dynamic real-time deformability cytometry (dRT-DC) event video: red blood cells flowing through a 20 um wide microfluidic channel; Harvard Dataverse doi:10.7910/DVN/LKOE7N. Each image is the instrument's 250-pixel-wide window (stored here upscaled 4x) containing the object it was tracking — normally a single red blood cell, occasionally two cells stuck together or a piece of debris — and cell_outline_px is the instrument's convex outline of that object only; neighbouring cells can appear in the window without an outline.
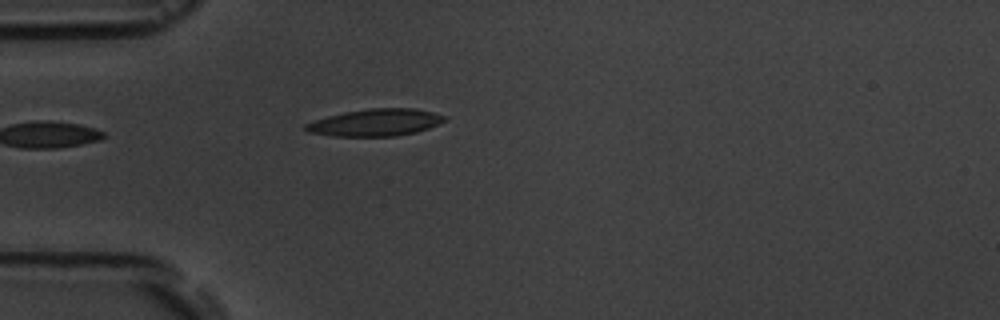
{"species": "common noctule bat (a hibernating species)", "species_latin": "Nyctalus noctula", "temperature_condition": "room temperature", "stored_images_in_passage": 1, "camera_frame_rate_fps": 3000, "um_per_image_px": 0.085, "animal": {"sex": "male", "body_mass_g": 19.5, "forearm_length_mm": 54.6}, "frame": {"image": 1, "passage_image": 1, "time_ms": 0.0, "image_size_px": [1000, 320], "cell_outline_px": [[448, 120], [428, 128], [416, 132], [396, 136], [332, 136], [308, 132], [304, 128], [304, 124], [328, 116], [344, 112], [372, 108], [416, 108], [448, 116]], "centroid_in_image_um": [31.95, 10.41], "position_along_channel_um": 53.0, "area_um2": 21.96}}